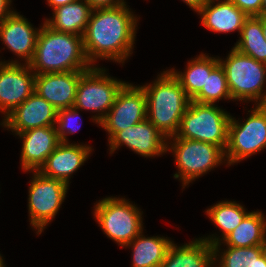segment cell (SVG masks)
<instances>
[{
	"label": "cell",
	"instance_id": "cell-1",
	"mask_svg": "<svg viewBox=\"0 0 266 267\" xmlns=\"http://www.w3.org/2000/svg\"><path fill=\"white\" fill-rule=\"evenodd\" d=\"M127 7L125 3L115 8L92 10L82 36L91 65L95 66L97 59L124 63L132 55L139 18Z\"/></svg>",
	"mask_w": 266,
	"mask_h": 267
},
{
	"label": "cell",
	"instance_id": "cell-32",
	"mask_svg": "<svg viewBox=\"0 0 266 267\" xmlns=\"http://www.w3.org/2000/svg\"><path fill=\"white\" fill-rule=\"evenodd\" d=\"M11 2L12 0H0V23L14 12L10 8Z\"/></svg>",
	"mask_w": 266,
	"mask_h": 267
},
{
	"label": "cell",
	"instance_id": "cell-10",
	"mask_svg": "<svg viewBox=\"0 0 266 267\" xmlns=\"http://www.w3.org/2000/svg\"><path fill=\"white\" fill-rule=\"evenodd\" d=\"M32 172L34 174L28 189V211L30 224L37 229L36 233L39 235L56 216L69 186L38 171Z\"/></svg>",
	"mask_w": 266,
	"mask_h": 267
},
{
	"label": "cell",
	"instance_id": "cell-18",
	"mask_svg": "<svg viewBox=\"0 0 266 267\" xmlns=\"http://www.w3.org/2000/svg\"><path fill=\"white\" fill-rule=\"evenodd\" d=\"M39 31L40 28L34 29L26 18L14 11L0 23V40L28 64L33 59Z\"/></svg>",
	"mask_w": 266,
	"mask_h": 267
},
{
	"label": "cell",
	"instance_id": "cell-19",
	"mask_svg": "<svg viewBox=\"0 0 266 267\" xmlns=\"http://www.w3.org/2000/svg\"><path fill=\"white\" fill-rule=\"evenodd\" d=\"M215 1L217 0H209L198 11L202 25L212 32L229 33L238 30L240 34L244 22L249 16L230 0H218L217 4Z\"/></svg>",
	"mask_w": 266,
	"mask_h": 267
},
{
	"label": "cell",
	"instance_id": "cell-3",
	"mask_svg": "<svg viewBox=\"0 0 266 267\" xmlns=\"http://www.w3.org/2000/svg\"><path fill=\"white\" fill-rule=\"evenodd\" d=\"M158 76L153 84L141 86L146 96L147 119L170 138L177 134L191 99L170 70Z\"/></svg>",
	"mask_w": 266,
	"mask_h": 267
},
{
	"label": "cell",
	"instance_id": "cell-38",
	"mask_svg": "<svg viewBox=\"0 0 266 267\" xmlns=\"http://www.w3.org/2000/svg\"><path fill=\"white\" fill-rule=\"evenodd\" d=\"M261 247H262V252H263V255L266 259V235H265V238L263 240V242L261 243Z\"/></svg>",
	"mask_w": 266,
	"mask_h": 267
},
{
	"label": "cell",
	"instance_id": "cell-5",
	"mask_svg": "<svg viewBox=\"0 0 266 267\" xmlns=\"http://www.w3.org/2000/svg\"><path fill=\"white\" fill-rule=\"evenodd\" d=\"M231 115L215 104L190 101L177 134L170 138L208 142L221 147L227 146Z\"/></svg>",
	"mask_w": 266,
	"mask_h": 267
},
{
	"label": "cell",
	"instance_id": "cell-24",
	"mask_svg": "<svg viewBox=\"0 0 266 267\" xmlns=\"http://www.w3.org/2000/svg\"><path fill=\"white\" fill-rule=\"evenodd\" d=\"M266 235V218L260 211L249 212L220 243L230 247L261 245Z\"/></svg>",
	"mask_w": 266,
	"mask_h": 267
},
{
	"label": "cell",
	"instance_id": "cell-34",
	"mask_svg": "<svg viewBox=\"0 0 266 267\" xmlns=\"http://www.w3.org/2000/svg\"><path fill=\"white\" fill-rule=\"evenodd\" d=\"M74 1H76V0H47L48 5L50 7H52L53 9H56V8H58L60 6L72 3Z\"/></svg>",
	"mask_w": 266,
	"mask_h": 267
},
{
	"label": "cell",
	"instance_id": "cell-2",
	"mask_svg": "<svg viewBox=\"0 0 266 267\" xmlns=\"http://www.w3.org/2000/svg\"><path fill=\"white\" fill-rule=\"evenodd\" d=\"M40 27L34 56L28 63L35 74L87 71L93 67L82 36L55 31L45 23Z\"/></svg>",
	"mask_w": 266,
	"mask_h": 267
},
{
	"label": "cell",
	"instance_id": "cell-8",
	"mask_svg": "<svg viewBox=\"0 0 266 267\" xmlns=\"http://www.w3.org/2000/svg\"><path fill=\"white\" fill-rule=\"evenodd\" d=\"M105 72V68L93 66L81 74L73 106L78 110L98 112L92 118L98 124L109 112L118 92L127 83L109 77Z\"/></svg>",
	"mask_w": 266,
	"mask_h": 267
},
{
	"label": "cell",
	"instance_id": "cell-29",
	"mask_svg": "<svg viewBox=\"0 0 266 267\" xmlns=\"http://www.w3.org/2000/svg\"><path fill=\"white\" fill-rule=\"evenodd\" d=\"M78 118H80L79 110L74 107L58 110L55 123L58 126L55 125V127L58 137L62 143H69L67 135L73 134L78 130L77 125L75 126V121L76 123L79 121Z\"/></svg>",
	"mask_w": 266,
	"mask_h": 267
},
{
	"label": "cell",
	"instance_id": "cell-23",
	"mask_svg": "<svg viewBox=\"0 0 266 267\" xmlns=\"http://www.w3.org/2000/svg\"><path fill=\"white\" fill-rule=\"evenodd\" d=\"M184 72H178L172 68L171 73L178 79L187 96L192 100L206 85L207 74L219 64L216 57L201 53L197 58L188 61Z\"/></svg>",
	"mask_w": 266,
	"mask_h": 267
},
{
	"label": "cell",
	"instance_id": "cell-13",
	"mask_svg": "<svg viewBox=\"0 0 266 267\" xmlns=\"http://www.w3.org/2000/svg\"><path fill=\"white\" fill-rule=\"evenodd\" d=\"M166 138L147 118L132 127L116 132L109 140L110 154L125 145L144 157H155L167 152Z\"/></svg>",
	"mask_w": 266,
	"mask_h": 267
},
{
	"label": "cell",
	"instance_id": "cell-37",
	"mask_svg": "<svg viewBox=\"0 0 266 267\" xmlns=\"http://www.w3.org/2000/svg\"><path fill=\"white\" fill-rule=\"evenodd\" d=\"M259 15H264V16H266V0H262L261 12H260Z\"/></svg>",
	"mask_w": 266,
	"mask_h": 267
},
{
	"label": "cell",
	"instance_id": "cell-33",
	"mask_svg": "<svg viewBox=\"0 0 266 267\" xmlns=\"http://www.w3.org/2000/svg\"><path fill=\"white\" fill-rule=\"evenodd\" d=\"M209 0H183L192 10L198 12Z\"/></svg>",
	"mask_w": 266,
	"mask_h": 267
},
{
	"label": "cell",
	"instance_id": "cell-16",
	"mask_svg": "<svg viewBox=\"0 0 266 267\" xmlns=\"http://www.w3.org/2000/svg\"><path fill=\"white\" fill-rule=\"evenodd\" d=\"M23 140L21 167L23 171H38L61 143L55 126L32 128L18 133Z\"/></svg>",
	"mask_w": 266,
	"mask_h": 267
},
{
	"label": "cell",
	"instance_id": "cell-40",
	"mask_svg": "<svg viewBox=\"0 0 266 267\" xmlns=\"http://www.w3.org/2000/svg\"><path fill=\"white\" fill-rule=\"evenodd\" d=\"M0 267H6L5 264H4V262L0 265Z\"/></svg>",
	"mask_w": 266,
	"mask_h": 267
},
{
	"label": "cell",
	"instance_id": "cell-35",
	"mask_svg": "<svg viewBox=\"0 0 266 267\" xmlns=\"http://www.w3.org/2000/svg\"><path fill=\"white\" fill-rule=\"evenodd\" d=\"M256 17L261 21L263 36H264L265 41H266V16H264V15H258Z\"/></svg>",
	"mask_w": 266,
	"mask_h": 267
},
{
	"label": "cell",
	"instance_id": "cell-6",
	"mask_svg": "<svg viewBox=\"0 0 266 267\" xmlns=\"http://www.w3.org/2000/svg\"><path fill=\"white\" fill-rule=\"evenodd\" d=\"M125 198L106 197L94 207V217L111 240L124 247L143 231L142 213Z\"/></svg>",
	"mask_w": 266,
	"mask_h": 267
},
{
	"label": "cell",
	"instance_id": "cell-15",
	"mask_svg": "<svg viewBox=\"0 0 266 267\" xmlns=\"http://www.w3.org/2000/svg\"><path fill=\"white\" fill-rule=\"evenodd\" d=\"M83 72L36 74L34 91L57 110L71 108L74 106L77 86Z\"/></svg>",
	"mask_w": 266,
	"mask_h": 267
},
{
	"label": "cell",
	"instance_id": "cell-39",
	"mask_svg": "<svg viewBox=\"0 0 266 267\" xmlns=\"http://www.w3.org/2000/svg\"><path fill=\"white\" fill-rule=\"evenodd\" d=\"M3 262H4V261H3V259H2L1 254H0V265H1Z\"/></svg>",
	"mask_w": 266,
	"mask_h": 267
},
{
	"label": "cell",
	"instance_id": "cell-4",
	"mask_svg": "<svg viewBox=\"0 0 266 267\" xmlns=\"http://www.w3.org/2000/svg\"><path fill=\"white\" fill-rule=\"evenodd\" d=\"M218 59L224 68L232 100L266 105V90L263 89L266 84L265 63L240 53L234 47L225 60Z\"/></svg>",
	"mask_w": 266,
	"mask_h": 267
},
{
	"label": "cell",
	"instance_id": "cell-17",
	"mask_svg": "<svg viewBox=\"0 0 266 267\" xmlns=\"http://www.w3.org/2000/svg\"><path fill=\"white\" fill-rule=\"evenodd\" d=\"M92 147L60 143L38 170L42 175L60 180L69 186L70 176L89 158Z\"/></svg>",
	"mask_w": 266,
	"mask_h": 267
},
{
	"label": "cell",
	"instance_id": "cell-36",
	"mask_svg": "<svg viewBox=\"0 0 266 267\" xmlns=\"http://www.w3.org/2000/svg\"><path fill=\"white\" fill-rule=\"evenodd\" d=\"M254 267H266V259L263 254L256 260Z\"/></svg>",
	"mask_w": 266,
	"mask_h": 267
},
{
	"label": "cell",
	"instance_id": "cell-27",
	"mask_svg": "<svg viewBox=\"0 0 266 267\" xmlns=\"http://www.w3.org/2000/svg\"><path fill=\"white\" fill-rule=\"evenodd\" d=\"M220 246L221 243L213 246L214 266L216 261L219 263L215 267H254L256 260L263 254L261 245L251 247L227 246V249H223L222 253L219 251L221 250Z\"/></svg>",
	"mask_w": 266,
	"mask_h": 267
},
{
	"label": "cell",
	"instance_id": "cell-31",
	"mask_svg": "<svg viewBox=\"0 0 266 267\" xmlns=\"http://www.w3.org/2000/svg\"><path fill=\"white\" fill-rule=\"evenodd\" d=\"M92 9L115 8L125 4L124 0H85Z\"/></svg>",
	"mask_w": 266,
	"mask_h": 267
},
{
	"label": "cell",
	"instance_id": "cell-21",
	"mask_svg": "<svg viewBox=\"0 0 266 267\" xmlns=\"http://www.w3.org/2000/svg\"><path fill=\"white\" fill-rule=\"evenodd\" d=\"M92 10L85 0H76L53 9V18L44 23L55 31L83 36Z\"/></svg>",
	"mask_w": 266,
	"mask_h": 267
},
{
	"label": "cell",
	"instance_id": "cell-30",
	"mask_svg": "<svg viewBox=\"0 0 266 267\" xmlns=\"http://www.w3.org/2000/svg\"><path fill=\"white\" fill-rule=\"evenodd\" d=\"M249 17L258 16L261 12L262 0H230Z\"/></svg>",
	"mask_w": 266,
	"mask_h": 267
},
{
	"label": "cell",
	"instance_id": "cell-20",
	"mask_svg": "<svg viewBox=\"0 0 266 267\" xmlns=\"http://www.w3.org/2000/svg\"><path fill=\"white\" fill-rule=\"evenodd\" d=\"M213 246L202 238L168 248L160 267H214Z\"/></svg>",
	"mask_w": 266,
	"mask_h": 267
},
{
	"label": "cell",
	"instance_id": "cell-25",
	"mask_svg": "<svg viewBox=\"0 0 266 267\" xmlns=\"http://www.w3.org/2000/svg\"><path fill=\"white\" fill-rule=\"evenodd\" d=\"M205 213H207L216 227H219L222 231V236H220L222 238H219V236L217 238L214 234L210 235V237L202 238L210 245L214 246L222 242V240L242 222L249 212H246V209L236 201H221L208 208Z\"/></svg>",
	"mask_w": 266,
	"mask_h": 267
},
{
	"label": "cell",
	"instance_id": "cell-7",
	"mask_svg": "<svg viewBox=\"0 0 266 267\" xmlns=\"http://www.w3.org/2000/svg\"><path fill=\"white\" fill-rule=\"evenodd\" d=\"M167 140H170V143L167 141V151H172L178 167L174 178L182 181L183 188L194 179L226 161L225 151L214 144L180 138H168Z\"/></svg>",
	"mask_w": 266,
	"mask_h": 267
},
{
	"label": "cell",
	"instance_id": "cell-26",
	"mask_svg": "<svg viewBox=\"0 0 266 267\" xmlns=\"http://www.w3.org/2000/svg\"><path fill=\"white\" fill-rule=\"evenodd\" d=\"M239 38L234 46L236 50L266 64V41L261 21L256 16L244 22Z\"/></svg>",
	"mask_w": 266,
	"mask_h": 267
},
{
	"label": "cell",
	"instance_id": "cell-28",
	"mask_svg": "<svg viewBox=\"0 0 266 267\" xmlns=\"http://www.w3.org/2000/svg\"><path fill=\"white\" fill-rule=\"evenodd\" d=\"M222 98L232 100L224 68L219 63L210 74H207L206 85L192 101L201 104H214Z\"/></svg>",
	"mask_w": 266,
	"mask_h": 267
},
{
	"label": "cell",
	"instance_id": "cell-22",
	"mask_svg": "<svg viewBox=\"0 0 266 267\" xmlns=\"http://www.w3.org/2000/svg\"><path fill=\"white\" fill-rule=\"evenodd\" d=\"M173 242L164 236L145 237L141 232L125 247H132V267H160Z\"/></svg>",
	"mask_w": 266,
	"mask_h": 267
},
{
	"label": "cell",
	"instance_id": "cell-11",
	"mask_svg": "<svg viewBox=\"0 0 266 267\" xmlns=\"http://www.w3.org/2000/svg\"><path fill=\"white\" fill-rule=\"evenodd\" d=\"M146 118L144 90L141 86H134L127 82L118 92L114 104L98 125L108 132V139H110L116 132L132 127Z\"/></svg>",
	"mask_w": 266,
	"mask_h": 267
},
{
	"label": "cell",
	"instance_id": "cell-12",
	"mask_svg": "<svg viewBox=\"0 0 266 267\" xmlns=\"http://www.w3.org/2000/svg\"><path fill=\"white\" fill-rule=\"evenodd\" d=\"M35 75L29 64L0 61V112L4 118L34 92Z\"/></svg>",
	"mask_w": 266,
	"mask_h": 267
},
{
	"label": "cell",
	"instance_id": "cell-14",
	"mask_svg": "<svg viewBox=\"0 0 266 267\" xmlns=\"http://www.w3.org/2000/svg\"><path fill=\"white\" fill-rule=\"evenodd\" d=\"M58 110L35 91L2 121L3 127L16 134L44 126H55Z\"/></svg>",
	"mask_w": 266,
	"mask_h": 267
},
{
	"label": "cell",
	"instance_id": "cell-9",
	"mask_svg": "<svg viewBox=\"0 0 266 267\" xmlns=\"http://www.w3.org/2000/svg\"><path fill=\"white\" fill-rule=\"evenodd\" d=\"M244 123L230 119L225 157L229 166L266 148V105H255Z\"/></svg>",
	"mask_w": 266,
	"mask_h": 267
}]
</instances>
